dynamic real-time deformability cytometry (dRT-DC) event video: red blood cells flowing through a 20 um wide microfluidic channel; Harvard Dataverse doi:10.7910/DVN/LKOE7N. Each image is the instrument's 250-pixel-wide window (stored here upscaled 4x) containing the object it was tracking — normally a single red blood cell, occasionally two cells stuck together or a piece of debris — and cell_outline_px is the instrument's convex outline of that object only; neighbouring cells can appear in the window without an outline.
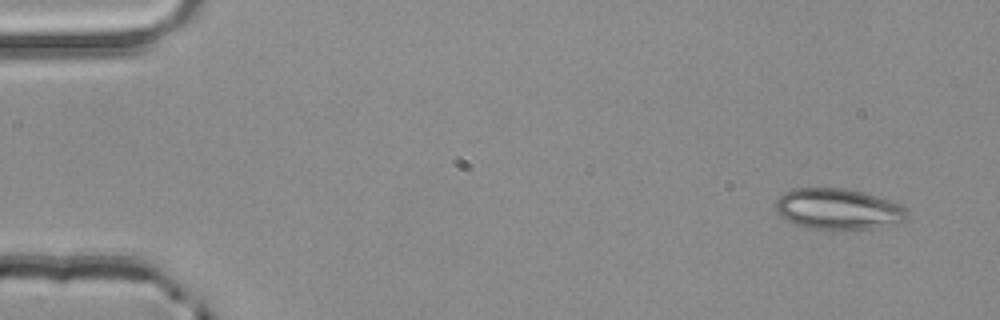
{"species": "common noctule bat (a hibernating species)", "species_latin": "Nyctalus noctula", "temperature_condition": "room temperature", "stored_images_in_passage": 5, "camera_frame_rate_fps": 3000, "um_per_image_px": 0.085, "animal": {"sex": "male", "body_mass_g": 20.4}, "frame": {"image": 1, "passage_image": 1, "time_ms": 0.0, "image_size_px": [1000, 320], "cell_outline_px": [[908, 216], [904, 220], [872, 228], [808, 228], [792, 224], [780, 216], [776, 212], [776, 200], [784, 192], [792, 188], [844, 188], [864, 192], [904, 204], [908, 208]], "centroid_in_image_um": [71.23, 17.74], "position_along_channel_um": 13.8, "area_um2": 31.33}}